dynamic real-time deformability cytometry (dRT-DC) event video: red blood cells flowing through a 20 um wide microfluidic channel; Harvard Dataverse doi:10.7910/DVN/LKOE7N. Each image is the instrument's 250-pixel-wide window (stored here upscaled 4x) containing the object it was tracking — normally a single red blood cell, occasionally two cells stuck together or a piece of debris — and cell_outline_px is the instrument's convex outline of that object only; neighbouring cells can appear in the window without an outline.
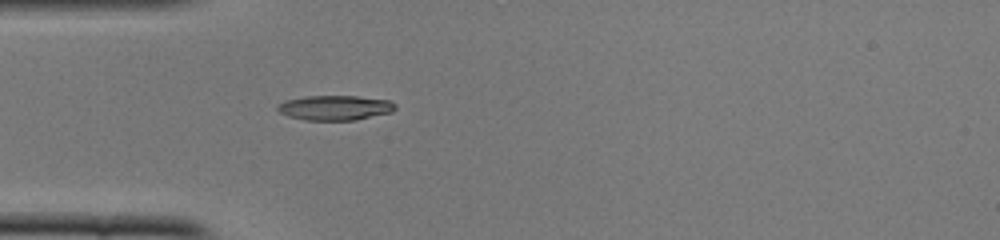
{"species": "common noctule bat (a hibernating species)", "species_latin": "Nyctalus noctula", "temperature_condition": "cold", "stored_images_in_passage": 37, "camera_frame_rate_fps": 3000, "um_per_image_px": 0.085, "animal": {"sex": "female", "body_mass_g": 22.0, "forearm_length_mm": 56.7}, "frame": {"image": 1, "passage_image": 1, "time_ms": 0.0, "image_size_px": [1000, 240], "cell_outline_px": [[396, 108], [392, 112], [356, 120], [304, 120], [288, 116], [280, 112], [276, 108], [276, 104], [284, 100], [304, 96], [356, 96], [388, 100], [396, 104]], "centroid_in_image_um": [28.44, 9.15], "position_along_channel_um": 56.6, "area_um2": 17.17}}
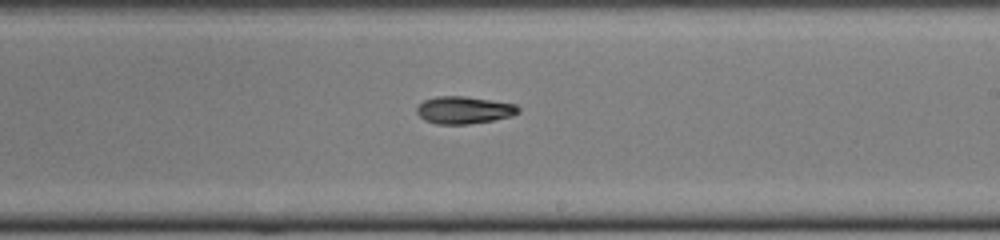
{"frame": {"image": 2, "passage_image": 16, "time_ms": 5.0, "image_size_px": [1000, 240], "cell_outline_px": [[520, 112], [512, 116], [492, 120], [468, 124], [436, 124], [424, 120], [416, 112], [416, 108], [424, 100], [436, 96], [464, 96], [516, 104], [520, 108]], "centroid_in_image_um": [39.44, 9.35], "position_along_channel_um": 249.6, "area_um2": 16.18}}
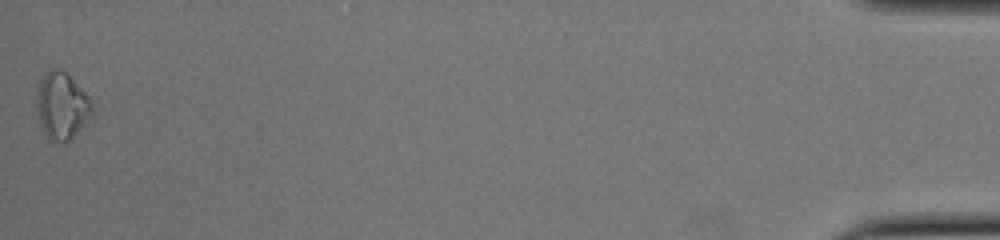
{"frame": {"image": 3, "passage_image": 37, "time_ms": 12.0, "image_size_px": [1000, 240], "cell_outline_px": [[96, 108], [88, 120], [64, 144], [52, 144], [44, 132], [40, 124], [36, 112], [36, 88], [44, 72], [48, 68], [60, 68], [96, 104]], "centroid_in_image_um": [5.23, 9.01], "position_along_channel_um": 430.0, "area_um2": 22.14}, "authors_computed_cell_mechanics": {"area_um2": 16.4152, "velocity_mm_per_s": 3.9292, "shape_relaxation_time_tau1_ms": 1.737, "shape_relaxation_time_tau2_ms": null, "deformation_change_tau1": 0.1324, "deformation_change_tau2": null}}